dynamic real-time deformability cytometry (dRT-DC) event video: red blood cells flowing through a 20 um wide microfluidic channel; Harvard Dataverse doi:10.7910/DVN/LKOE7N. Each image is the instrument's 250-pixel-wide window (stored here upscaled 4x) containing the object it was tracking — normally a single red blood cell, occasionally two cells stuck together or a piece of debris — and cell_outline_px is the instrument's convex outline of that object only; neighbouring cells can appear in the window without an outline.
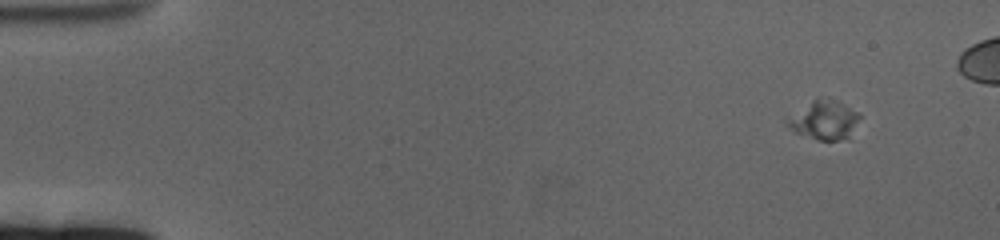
{"species": "human", "species_latin": "Homo sapiens", "temperature_condition": "cold", "stored_images_in_passage": 66, "camera_frame_rate_fps": 3000, "um_per_image_px": 0.085, "donor": {"sex": "female"}, "frame": {"image": 1, "passage_image": 7, "time_ms": 2.0, "image_size_px": [1000, 240], "cell_outline_px": [[860, 116], [848, 140], [820, 140], [796, 132], [784, 124], [784, 120], [816, 96], [820, 96], [860, 112]], "centroid_in_image_um": [70.03, 10.2], "position_along_channel_um": 15.0, "area_um2": 16.3}}
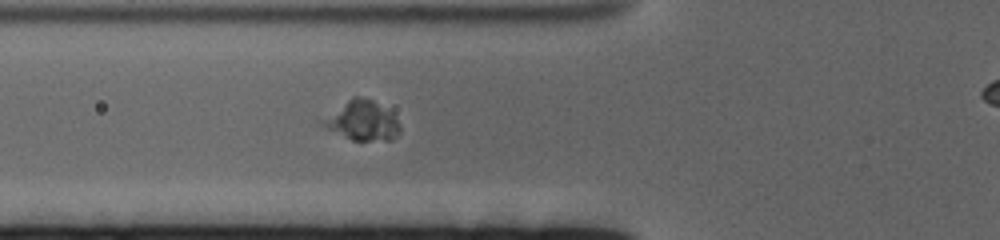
{"frame": {"image": 2, "passage_image": 26, "time_ms": 8.333, "image_size_px": [1000, 240], "cell_outline_px": [[400, 132], [392, 140], [352, 140], [320, 124], [320, 120], [352, 96], [360, 96], [372, 100], [392, 112], [400, 124]], "centroid_in_image_um": [30.81, 10.24], "position_along_channel_um": 95.0, "area_um2": 17.69}}
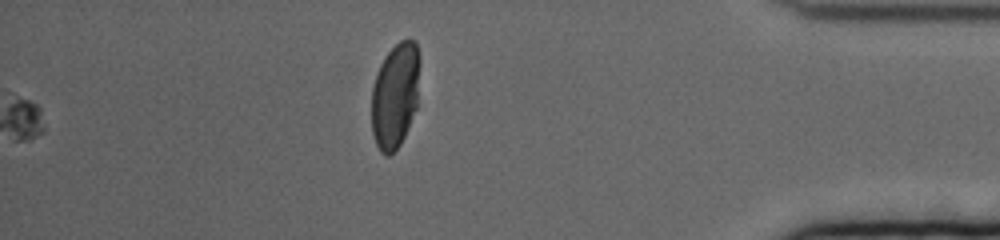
{"frame": {"image": 3, "passage_image": 66, "time_ms": 21.667, "image_size_px": [1000, 240], "cell_outline_px": [[420, 64], [416, 108], [404, 136], [400, 144], [388, 156], [384, 156], [380, 152], [376, 144], [372, 132], [372, 88], [376, 72], [384, 56], [400, 40], [416, 40], [420, 56]], "centroid_in_image_um": [33.59, 8.08], "position_along_channel_um": 401.6, "area_um2": 29.77}}